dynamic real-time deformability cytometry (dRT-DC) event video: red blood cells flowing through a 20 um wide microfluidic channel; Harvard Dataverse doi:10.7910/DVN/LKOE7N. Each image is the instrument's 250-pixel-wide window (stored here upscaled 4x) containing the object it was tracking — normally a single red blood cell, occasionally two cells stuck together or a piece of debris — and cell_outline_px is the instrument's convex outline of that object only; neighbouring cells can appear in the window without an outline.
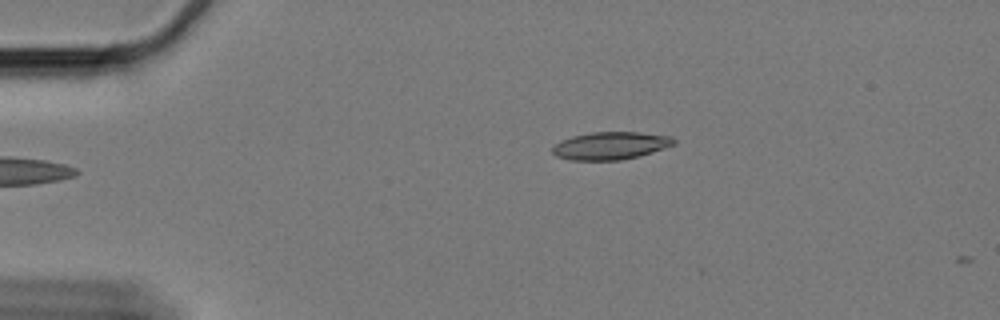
{"species": "Egyptian fruit bat (a non-hibernating species)", "species_latin": "Rousettus aegyptiacus", "temperature_condition": "cold", "stored_images_in_passage": 2, "camera_frame_rate_fps": 3000, "um_per_image_px": 0.085, "animal": {"sex": "female"}, "frame": {"image": 1, "passage_image": 1, "time_ms": 0.0, "image_size_px": [1000, 320], "cell_outline_px": [[676, 144], [640, 156], [620, 160], [568, 160], [556, 156], [552, 152], [552, 148], [560, 140], [572, 136], [592, 132], [640, 132], [672, 136], [676, 140]], "centroid_in_image_um": [51.91, 12.38], "position_along_channel_um": 33.1, "area_um2": 19.71}}